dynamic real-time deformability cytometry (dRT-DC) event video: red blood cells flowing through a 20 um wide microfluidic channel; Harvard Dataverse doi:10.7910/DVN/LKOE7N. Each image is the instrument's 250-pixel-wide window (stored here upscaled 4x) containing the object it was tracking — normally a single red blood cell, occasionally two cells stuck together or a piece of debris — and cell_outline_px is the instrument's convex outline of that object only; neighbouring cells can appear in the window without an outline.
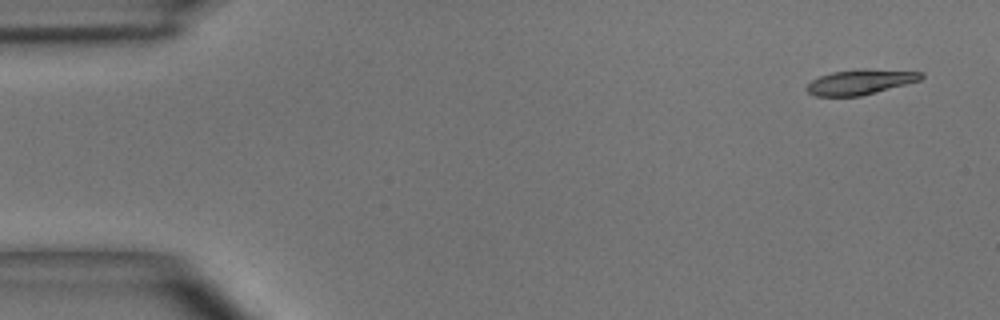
{"species": "common noctule bat (a hibernating species)", "species_latin": "Nyctalus noctula", "temperature_condition": "room temperature", "stored_images_in_passage": 4, "camera_frame_rate_fps": 3000, "um_per_image_px": 0.085, "animal": {"sex": "male", "body_mass_g": 15.6}, "frame": {"image": 1, "passage_image": 1, "time_ms": 0.0, "image_size_px": [1000, 320], "cell_outline_px": [[924, 76], [920, 80], [860, 96], [816, 96], [808, 92], [804, 88], [812, 80], [820, 76], [832, 72], [860, 68], [864, 68], [924, 72]], "centroid_in_image_um": [73.11, 6.95], "position_along_channel_um": 11.9, "area_um2": 16.7}}
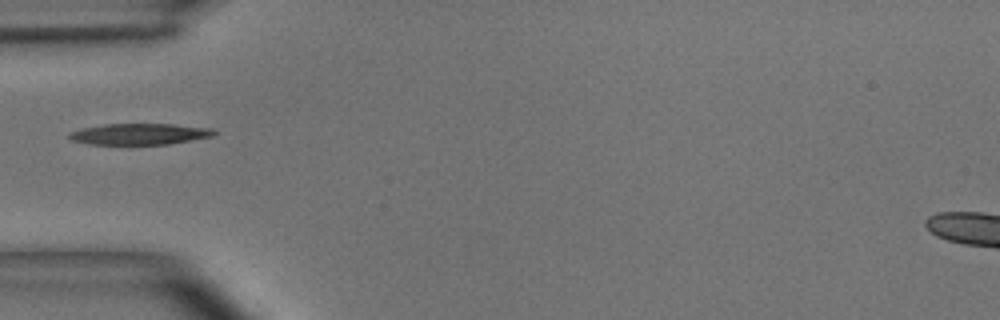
{"frame": {"image": 2, "passage_image": 4, "time_ms": 1.0, "image_size_px": [1000, 320], "cell_outline_px": [[216, 132], [212, 136], [168, 144], [88, 144], [72, 140], [68, 136], [68, 132], [84, 128], [104, 124], [172, 124], [212, 128]], "centroid_in_image_um": [11.84, 11.39], "position_along_channel_um": 73.2, "area_um2": 17.69}}